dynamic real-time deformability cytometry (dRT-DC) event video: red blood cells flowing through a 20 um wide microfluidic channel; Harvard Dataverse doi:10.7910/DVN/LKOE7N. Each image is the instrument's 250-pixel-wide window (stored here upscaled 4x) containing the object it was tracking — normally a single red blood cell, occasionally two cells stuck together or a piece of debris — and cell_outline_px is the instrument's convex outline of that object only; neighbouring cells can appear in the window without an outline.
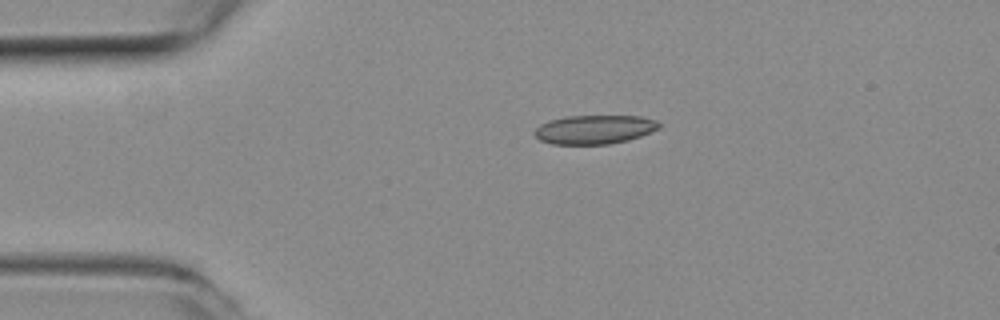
{"species": "common noctule bat (a hibernating species)", "species_latin": "Nyctalus noctula", "temperature_condition": "room temperature", "stored_images_in_passage": 37, "camera_frame_rate_fps": 3000, "um_per_image_px": 0.085, "animal": {"sex": "female", "body_mass_g": 19.3, "forearm_length_mm": 54.1}, "frame": {"image": 1, "passage_image": 1, "time_ms": 0.0, "image_size_px": [1000, 320], "cell_outline_px": [[660, 128], [640, 136], [628, 140], [608, 144], [552, 144], [540, 140], [532, 132], [540, 124], [548, 120], [568, 116], [640, 116], [656, 120], [660, 124]], "centroid_in_image_um": [50.51, 11.0], "position_along_channel_um": 34.5, "area_um2": 20.98}}
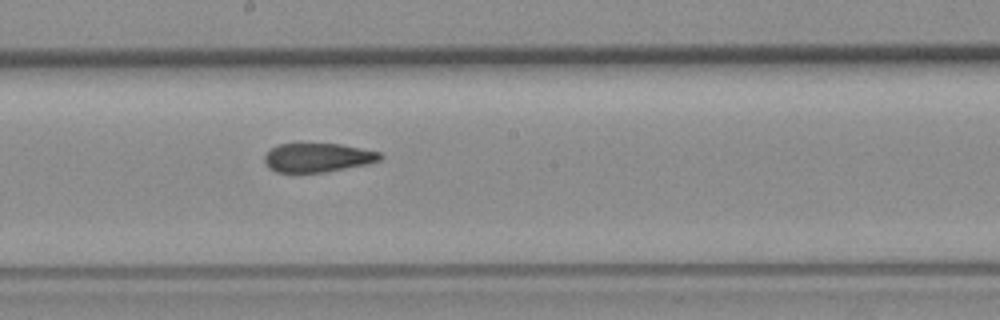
{"frame": {"image": 2, "passage_image": 18, "time_ms": 5.667, "image_size_px": [1000, 320], "cell_outline_px": [[384, 156], [380, 160], [368, 164], [324, 172], [276, 172], [268, 168], [264, 164], [264, 156], [272, 148], [280, 144], [340, 144], [380, 152]], "centroid_in_image_um": [27.0, 13.4], "position_along_channel_um": 221.2, "area_um2": 19.42}}
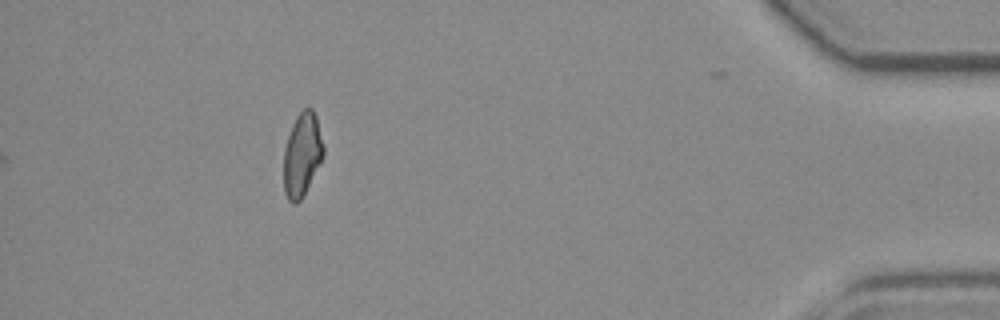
{"frame": {"image": 3, "passage_image": 37, "time_ms": 12.0, "image_size_px": [1000, 320], "cell_outline_px": [[324, 156], [300, 200], [296, 204], [292, 204], [288, 200], [284, 192], [284, 148], [292, 124], [296, 116], [304, 108], [312, 108], [316, 116], [324, 144]], "centroid_in_image_um": [25.68, 13.13], "position_along_channel_um": 409.5, "area_um2": 19.31}, "authors_computed_cell_mechanics": {"area_um2": 20.519, "velocity_mm_per_s": 3.9528, "shape_relaxation_time_tau1_ms": null, "shape_relaxation_time_tau2_ms": 2.8881, "deformation_change_tau1": null, "deformation_change_tau2": 0.0872}}